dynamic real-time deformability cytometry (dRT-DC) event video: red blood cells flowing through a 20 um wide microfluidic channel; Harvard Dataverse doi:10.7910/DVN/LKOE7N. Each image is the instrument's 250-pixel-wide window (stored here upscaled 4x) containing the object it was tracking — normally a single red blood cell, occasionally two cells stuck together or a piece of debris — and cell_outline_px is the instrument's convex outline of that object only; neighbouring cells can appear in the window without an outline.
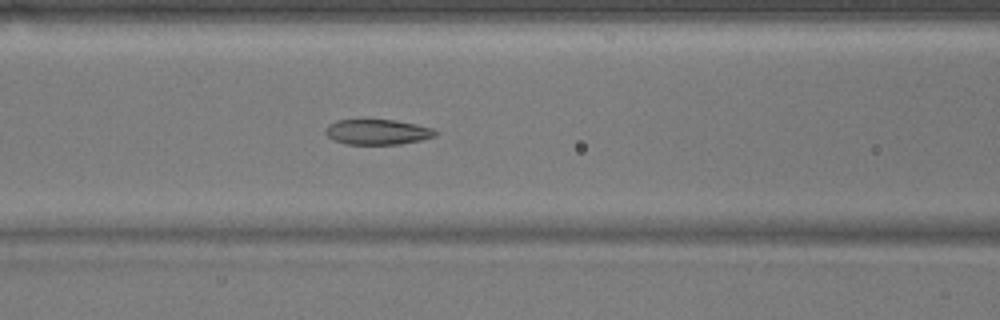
{"species": "common noctule bat (a hibernating species)", "species_latin": "Nyctalus noctula", "temperature_condition": "warm", "stored_images_in_passage": 42, "camera_frame_rate_fps": 3000, "um_per_image_px": 0.085, "animal": {"sex": "male", "body_mass_g": 17.9}, "frame": {"image": 1, "passage_image": 11, "time_ms": 3.333, "image_size_px": [1000, 320], "cell_outline_px": [[440, 132], [436, 136], [420, 140], [400, 144], [348, 144], [332, 140], [324, 132], [324, 128], [328, 124], [336, 120], [396, 120], [416, 124], [432, 128]], "centroid_in_image_um": [32.08, 11.21], "position_along_channel_um": 134.5, "area_um2": 16.3}}
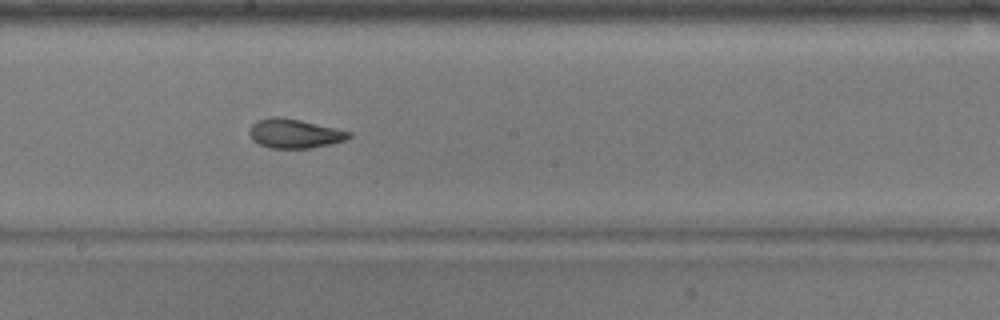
{"frame": {"image": 2, "passage_image": 18, "time_ms": 5.667, "image_size_px": [1000, 320], "cell_outline_px": [[352, 136], [344, 140], [312, 148], [268, 148], [252, 140], [248, 132], [252, 124], [256, 120], [272, 116], [276, 116], [300, 120], [336, 128], [352, 132]], "centroid_in_image_um": [25.0, 11.34], "position_along_channel_um": 223.2, "area_um2": 16.94}}
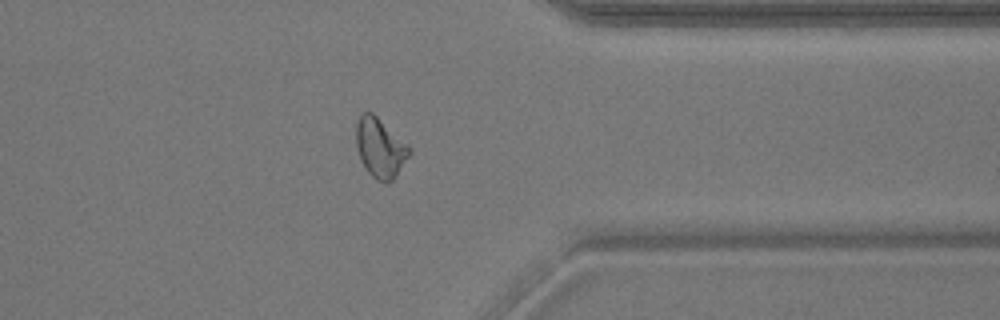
{"frame": {"image": 3, "passage_image": 31, "time_ms": 10.0, "image_size_px": [1000, 320], "cell_outline_px": [[412, 152], [392, 180], [388, 184], [384, 184], [376, 180], [368, 172], [360, 160], [356, 148], [356, 124], [360, 112], [372, 112], [408, 144], [412, 148]], "centroid_in_image_um": [32.3, 12.57], "position_along_channel_um": 379.1, "area_um2": 18.67}, "authors_computed_cell_mechanics": {"area_um2": 17.3978, "velocity_mm_per_s": 3.8075, "shape_relaxation_time_tau1_ms": 7.2246, "shape_relaxation_time_tau2_ms": 2.2952, "deformation_change_tau1": 0.2033, "deformation_change_tau2": 0.0805}}